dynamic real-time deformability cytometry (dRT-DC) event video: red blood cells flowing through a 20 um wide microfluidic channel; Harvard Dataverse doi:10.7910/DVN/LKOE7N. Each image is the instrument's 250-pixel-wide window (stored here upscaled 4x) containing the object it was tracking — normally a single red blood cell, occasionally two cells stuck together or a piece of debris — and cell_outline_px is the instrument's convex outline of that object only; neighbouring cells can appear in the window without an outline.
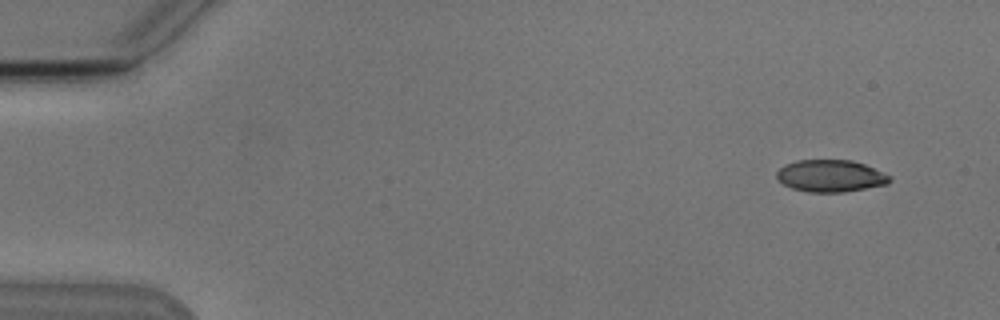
{"species": "Egyptian fruit bat (a non-hibernating species)", "species_latin": "Rousettus aegyptiacus", "temperature_condition": "cold", "stored_images_in_passage": 6, "segment_of_instrument_passage": [2, 2], "camera_frame_rate_fps": 3000, "um_per_image_px": 0.085, "animal": {"sex": "male"}, "frame": {"image": 1, "passage_image": 6, "time_ms": 6.667, "image_size_px": [1000, 320], "cell_outline_px": [[892, 180], [888, 184], [844, 192], [808, 192], [792, 188], [776, 180], [776, 172], [784, 164], [796, 160], [852, 160], [864, 164], [892, 176]], "centroid_in_image_um": [70.59, 14.95], "position_along_channel_um": 14.4, "area_um2": 21.27}}